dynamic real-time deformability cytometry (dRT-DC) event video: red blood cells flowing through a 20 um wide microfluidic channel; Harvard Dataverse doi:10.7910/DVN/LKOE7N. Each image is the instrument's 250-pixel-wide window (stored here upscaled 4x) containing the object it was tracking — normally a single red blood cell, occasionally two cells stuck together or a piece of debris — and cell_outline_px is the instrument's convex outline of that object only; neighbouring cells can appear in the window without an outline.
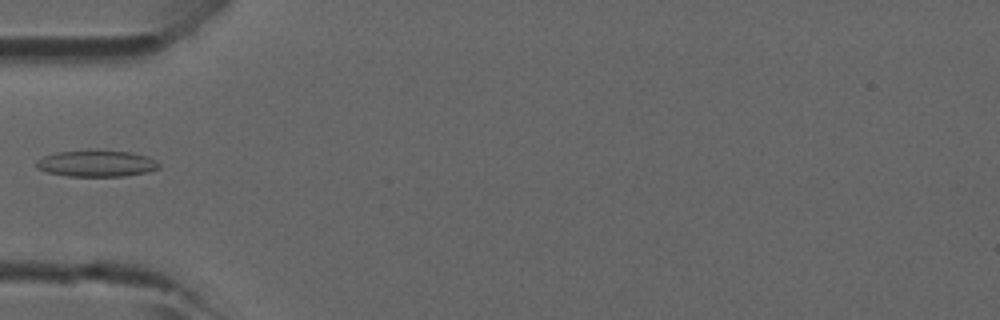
{"species": "common noctule bat (a hibernating species)", "species_latin": "Nyctalus noctula", "temperature_condition": "room temperature", "stored_images_in_passage": 4, "camera_frame_rate_fps": 3000, "um_per_image_px": 0.085, "animal": {"sex": "male", "forearm_length_mm": 52.5}, "frame": {"image": 1, "passage_image": 4, "time_ms": 1.0, "image_size_px": [1000, 320], "cell_outline_px": [[160, 168], [148, 172], [124, 176], [68, 176], [48, 172], [36, 168], [36, 160], [44, 156], [56, 152], [128, 152], [148, 156], [156, 160], [160, 164]], "centroid_in_image_um": [8.23, 13.93], "position_along_channel_um": 76.8, "area_um2": 18.38}}